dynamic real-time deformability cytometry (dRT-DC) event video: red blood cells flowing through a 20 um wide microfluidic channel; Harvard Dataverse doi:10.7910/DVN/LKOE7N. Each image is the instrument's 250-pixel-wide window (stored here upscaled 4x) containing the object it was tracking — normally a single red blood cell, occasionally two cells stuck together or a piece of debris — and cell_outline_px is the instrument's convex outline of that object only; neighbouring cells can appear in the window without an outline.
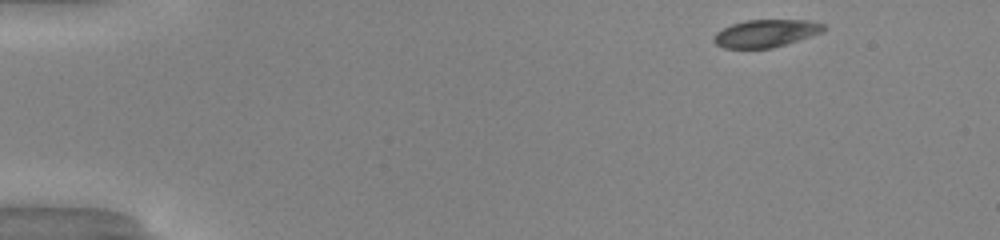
{"species": "common noctule bat (a hibernating species)", "species_latin": "Nyctalus noctula", "temperature_condition": "warm", "stored_images_in_passage": 45, "camera_frame_rate_fps": 3000, "um_per_image_px": 0.085, "animal": {"sex": "male", "body_mass_g": 20.0, "forearm_length_mm": 53.3}, "frame": {"image": 1, "passage_image": 1, "time_ms": 0.0, "image_size_px": [1000, 240], "cell_outline_px": [[828, 28], [824, 32], [772, 48], [724, 48], [716, 44], [712, 40], [712, 36], [716, 32], [732, 24], [744, 20], [808, 20], [824, 24]], "centroid_in_image_um": [65.1, 2.83], "position_along_channel_um": 19.9, "area_um2": 17.74}}
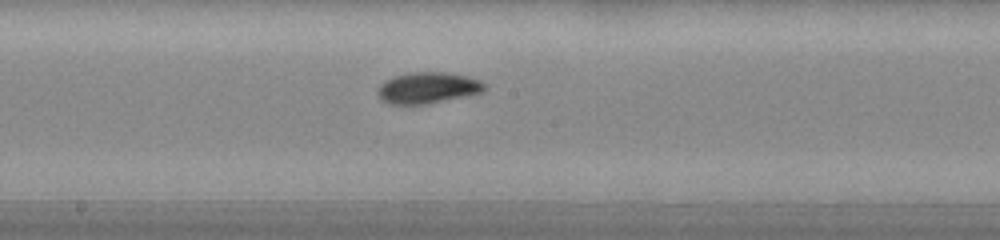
{"frame": {"image": 2, "passage_image": 23, "time_ms": 7.333, "image_size_px": [1000, 240], "cell_outline_px": [[484, 92], [468, 96], [428, 104], [388, 104], [380, 100], [376, 92], [380, 84], [384, 80], [396, 76], [412, 72], [444, 72], [468, 76], [480, 80], [484, 84]], "centroid_in_image_um": [36.34, 7.48], "position_along_channel_um": 211.9, "area_um2": 19.65}}
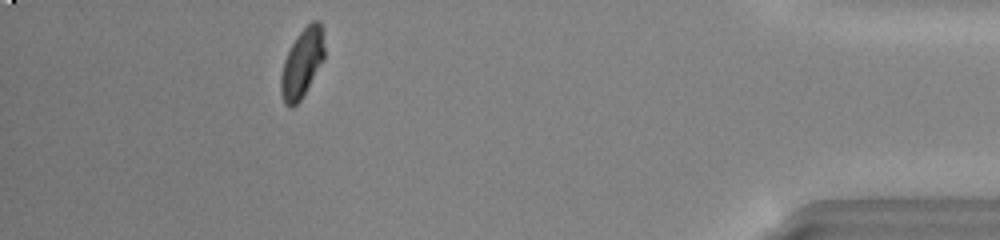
{"frame": {"image": 3, "passage_image": 41, "time_ms": 13.333, "image_size_px": [1000, 240], "cell_outline_px": [[324, 60], [300, 100], [292, 108], [288, 108], [284, 104], [280, 92], [280, 76], [284, 60], [296, 36], [312, 20], [320, 20], [324, 48]], "centroid_in_image_um": [25.65, 5.39], "position_along_channel_um": 409.5, "area_um2": 17.4}, "authors_computed_cell_mechanics": {"area_um2": 18.5538, "velocity_mm_per_s": 4.116, "shape_relaxation_time_tau1_ms": 3.9282, "shape_relaxation_time_tau2_ms": 3.3882, "deformation_change_tau1": 0.1535, "deformation_change_tau2": 0.0488}}